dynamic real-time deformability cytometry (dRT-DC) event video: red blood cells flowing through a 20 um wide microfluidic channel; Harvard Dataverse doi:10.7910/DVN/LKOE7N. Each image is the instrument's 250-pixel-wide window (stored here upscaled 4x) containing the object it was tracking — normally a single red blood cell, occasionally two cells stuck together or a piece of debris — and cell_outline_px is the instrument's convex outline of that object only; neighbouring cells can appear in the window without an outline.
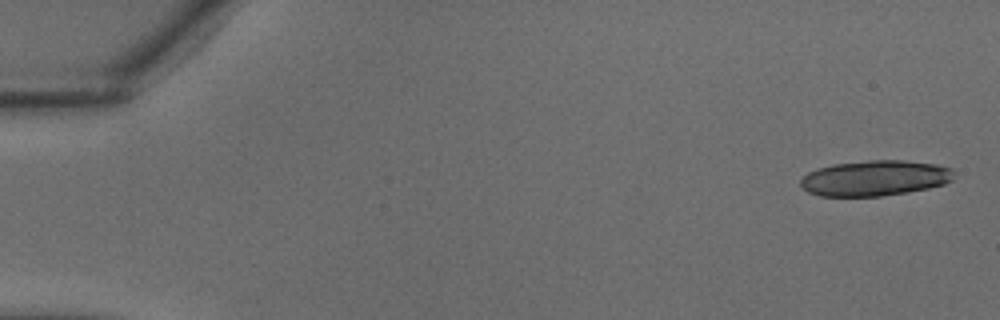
{"species": "common noctule bat (a hibernating species)", "species_latin": "Nyctalus noctula", "temperature_condition": "warm", "stored_images_in_passage": 13, "camera_frame_rate_fps": 3000, "um_per_image_px": 0.085, "animal": {"sex": "male", "body_mass_g": 18.8}, "frame": {"image": 1, "passage_image": 1, "time_ms": 0.0, "image_size_px": [1000, 320], "cell_outline_px": [[952, 180], [944, 184], [928, 188], [908, 192], [880, 196], [820, 196], [808, 192], [800, 184], [800, 180], [808, 172], [816, 168], [836, 164], [868, 160], [904, 160], [936, 164], [952, 168]], "centroid_in_image_um": [74.36, 15.14], "position_along_channel_um": 10.6, "area_um2": 31.67}}